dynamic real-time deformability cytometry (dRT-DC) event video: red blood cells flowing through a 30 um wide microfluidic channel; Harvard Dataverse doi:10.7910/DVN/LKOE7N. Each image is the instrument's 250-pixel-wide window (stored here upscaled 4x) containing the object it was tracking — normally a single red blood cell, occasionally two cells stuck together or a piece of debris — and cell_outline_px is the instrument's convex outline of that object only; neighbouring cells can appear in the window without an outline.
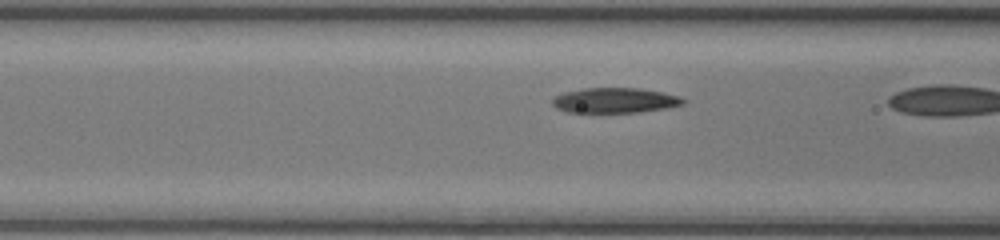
{"species": "common noctule bat (a hibernating species)", "species_latin": "Nyctalus noctula", "temperature_condition": "room temperature", "stored_images_in_passage": 7, "camera_frame_rate_fps": 3000, "um_per_image_px": 0.085, "animal": {"sex": "female", "body_mass_g": 17.0, "forearm_length_mm": 48.0}, "frame": {"image": 1, "passage_image": 5, "time_ms": 1.333, "image_size_px": [1000, 240], "cell_outline_px": [[688, 100], [684, 104], [668, 108], [640, 112], [568, 112], [556, 108], [552, 104], [552, 100], [556, 96], [564, 92], [584, 88], [640, 88], [664, 92], [680, 96]], "centroid_in_image_um": [52.33, 8.53], "position_along_channel_um": 114.3, "area_um2": 19.31}}